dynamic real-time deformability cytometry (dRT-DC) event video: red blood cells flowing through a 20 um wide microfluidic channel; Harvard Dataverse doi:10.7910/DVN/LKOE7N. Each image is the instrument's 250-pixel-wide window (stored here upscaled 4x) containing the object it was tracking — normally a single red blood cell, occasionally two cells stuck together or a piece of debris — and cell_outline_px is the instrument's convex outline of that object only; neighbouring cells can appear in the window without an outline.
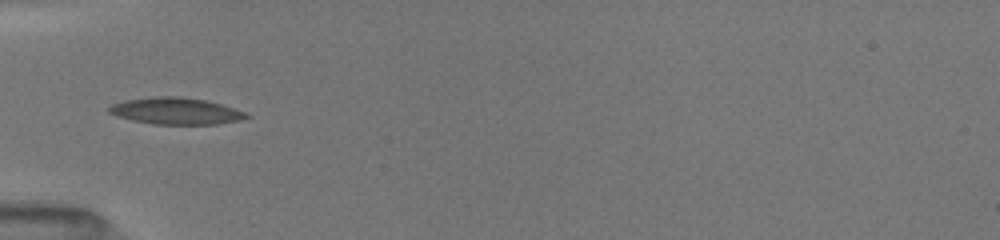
{"species": "common noctule bat (a hibernating species)", "species_latin": "Nyctalus noctula", "temperature_condition": "room temperature", "stored_images_in_passage": 27, "camera_frame_rate_fps": 3000, "um_per_image_px": 0.085, "animal": {"sex": "female", "body_mass_g": 19.5, "forearm_length_mm": 54.1}, "frame": {"image": 1, "passage_image": 1, "time_ms": 0.0, "image_size_px": [1000, 240], "cell_outline_px": [[252, 116], [240, 120], [216, 124], [152, 124], [132, 120], [116, 116], [108, 112], [108, 108], [112, 104], [124, 100], [152, 96], [180, 96], [204, 100], [220, 104], [248, 112]], "centroid_in_image_um": [14.95, 9.43], "position_along_channel_um": 70.1, "area_um2": 21.5}}
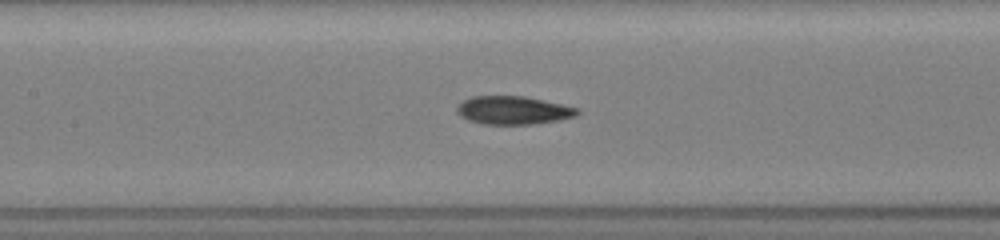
{"frame": {"image": 2, "passage_image": 10, "time_ms": 2.333, "image_size_px": [1000, 240], "cell_outline_px": [[580, 112], [576, 116], [556, 120], [532, 124], [480, 124], [468, 120], [460, 116], [456, 112], [456, 108], [464, 100], [472, 96], [524, 96], [544, 100], [580, 108]], "centroid_in_image_um": [43.62, 9.37], "position_along_channel_um": 163.8, "area_um2": 19.83}}
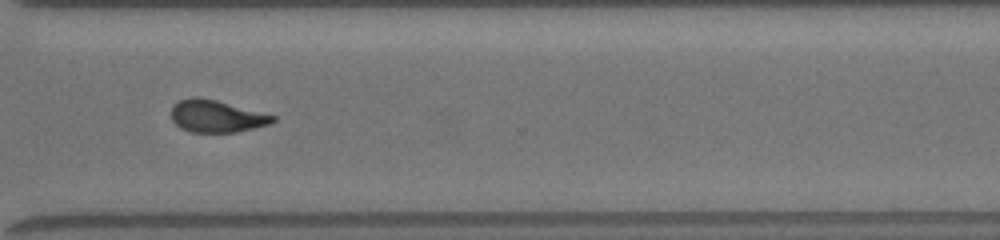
{"frame": {"image": 3, "passage_image": 26, "time_ms": 7.0, "image_size_px": [1000, 240], "cell_outline_px": [[276, 120], [272, 124], [236, 132], [192, 132], [180, 128], [172, 120], [172, 108], [180, 100], [192, 96], [200, 96], [216, 100], [276, 116]], "centroid_in_image_um": [18.42, 9.88], "position_along_channel_um": 352.2, "area_um2": 19.02}}